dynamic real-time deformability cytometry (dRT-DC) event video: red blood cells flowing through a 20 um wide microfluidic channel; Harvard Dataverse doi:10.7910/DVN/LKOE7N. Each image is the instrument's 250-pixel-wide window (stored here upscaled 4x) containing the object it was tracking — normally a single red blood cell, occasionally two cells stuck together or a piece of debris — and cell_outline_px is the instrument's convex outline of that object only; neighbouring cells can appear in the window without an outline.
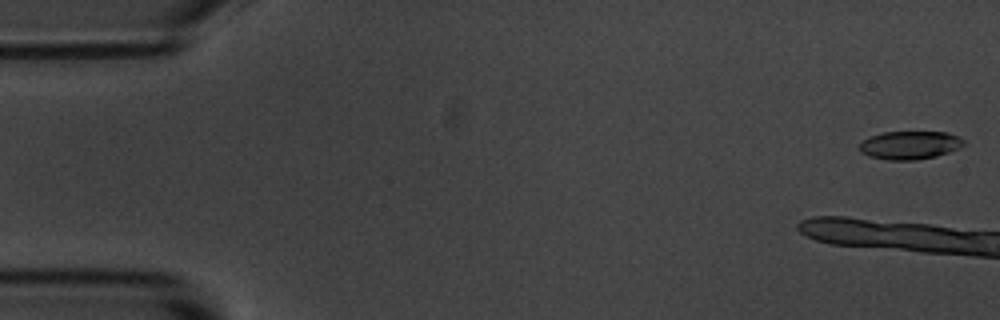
{"species": "common noctule bat (a hibernating species)", "species_latin": "Nyctalus noctula", "temperature_condition": "room temperature", "stored_images_in_passage": 7, "camera_frame_rate_fps": 3000, "um_per_image_px": 0.085, "animal": {"sex": "male", "body_mass_g": 20.1, "forearm_length_mm": 53.5}, "frame": {"image": 1, "passage_image": 1, "time_ms": 0.0, "image_size_px": [1000, 320], "cell_outline_px": [[964, 144], [960, 148], [936, 156], [916, 160], [888, 160], [868, 156], [860, 152], [860, 140], [868, 136], [884, 132], [948, 132], [964, 140]], "centroid_in_image_um": [77.29, 12.33], "position_along_channel_um": 7.7, "area_um2": 17.28}}